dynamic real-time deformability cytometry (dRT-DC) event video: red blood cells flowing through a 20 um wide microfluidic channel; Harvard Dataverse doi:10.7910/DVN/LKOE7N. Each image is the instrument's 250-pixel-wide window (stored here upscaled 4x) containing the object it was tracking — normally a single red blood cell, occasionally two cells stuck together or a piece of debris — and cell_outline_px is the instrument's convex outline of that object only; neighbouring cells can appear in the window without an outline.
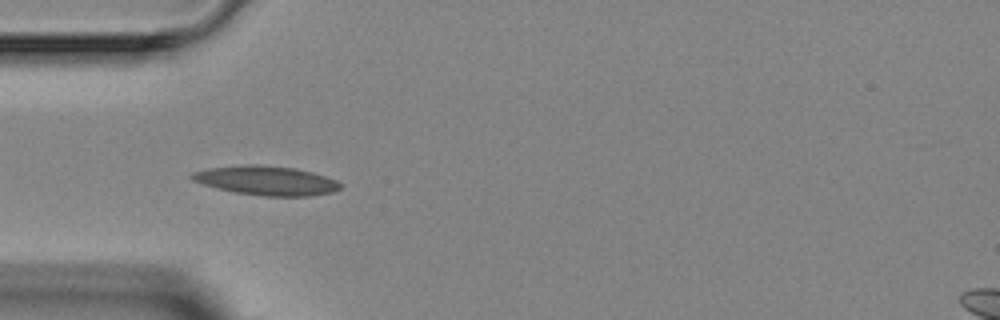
{"species": "Egyptian fruit bat (a non-hibernating species)", "species_latin": "Rousettus aegyptiacus", "temperature_condition": "room temperature", "stored_images_in_passage": 4, "camera_frame_rate_fps": 3000, "um_per_image_px": 0.085, "animal": {"sex": "female"}, "frame": {"image": 1, "passage_image": 4, "time_ms": 3.333, "image_size_px": [1000, 320], "cell_outline_px": [[344, 184], [340, 188], [332, 192], [308, 196], [264, 196], [236, 192], [204, 184], [192, 180], [188, 176], [192, 172], [208, 168], [248, 164], [256, 164], [296, 168], [312, 172], [336, 180]], "centroid_in_image_um": [22.65, 15.34], "position_along_channel_um": 62.4, "area_um2": 25.14}}